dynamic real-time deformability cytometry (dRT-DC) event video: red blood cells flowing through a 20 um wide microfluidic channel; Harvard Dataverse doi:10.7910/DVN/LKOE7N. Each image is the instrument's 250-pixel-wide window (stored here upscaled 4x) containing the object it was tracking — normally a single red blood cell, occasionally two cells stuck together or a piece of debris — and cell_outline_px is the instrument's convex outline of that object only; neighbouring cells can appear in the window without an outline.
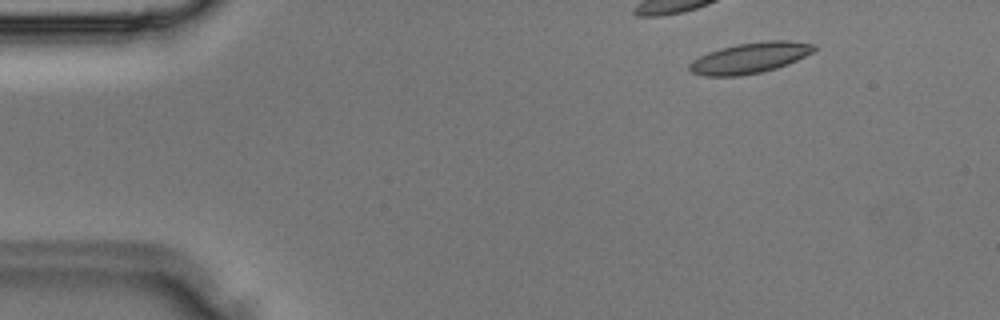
{"species": "Egyptian fruit bat (a non-hibernating species)", "species_latin": "Rousettus aegyptiacus", "temperature_condition": "room temperature", "stored_images_in_passage": 10, "camera_frame_rate_fps": 3000, "um_per_image_px": 0.085, "animal": {"sex": "male"}, "frame": {"image": 1, "passage_image": 5, "time_ms": 1.333, "image_size_px": [1000, 320], "cell_outline_px": [[816, 48], [812, 52], [788, 64], [776, 68], [760, 72], [740, 76], [704, 76], [692, 72], [688, 68], [688, 64], [692, 60], [708, 52], [720, 48], [736, 44], [764, 40], [788, 40], [816, 44]], "centroid_in_image_um": [63.73, 4.91], "position_along_channel_um": 21.3, "area_um2": 22.37}}